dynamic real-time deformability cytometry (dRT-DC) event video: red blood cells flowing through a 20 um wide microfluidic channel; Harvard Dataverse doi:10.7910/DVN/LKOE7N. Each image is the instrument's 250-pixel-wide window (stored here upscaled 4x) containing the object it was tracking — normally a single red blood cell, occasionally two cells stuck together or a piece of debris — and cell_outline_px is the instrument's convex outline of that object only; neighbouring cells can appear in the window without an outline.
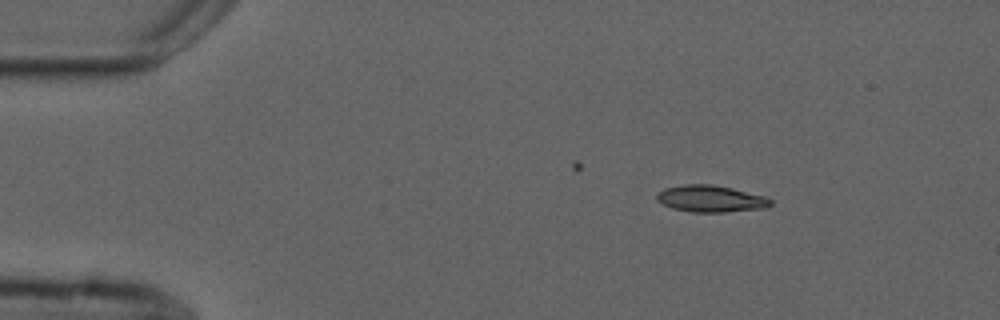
{"species": "common noctule bat (a hibernating species)", "species_latin": "Nyctalus noctula", "temperature_condition": "cold", "stored_images_in_passage": 5, "camera_frame_rate_fps": 3000, "um_per_image_px": 0.085, "animal": {"sex": "male", "forearm_length_mm": 52.5}, "frame": {"image": 1, "passage_image": 2, "time_ms": 1.333, "image_size_px": [1000, 320], "cell_outline_px": [[772, 204], [764, 208], [724, 212], [692, 212], [672, 208], [656, 200], [656, 192], [664, 188], [680, 184], [712, 184], [732, 188], [764, 196], [772, 200]], "centroid_in_image_um": [60.36, 16.88], "position_along_channel_um": 24.6, "area_um2": 17.8}}
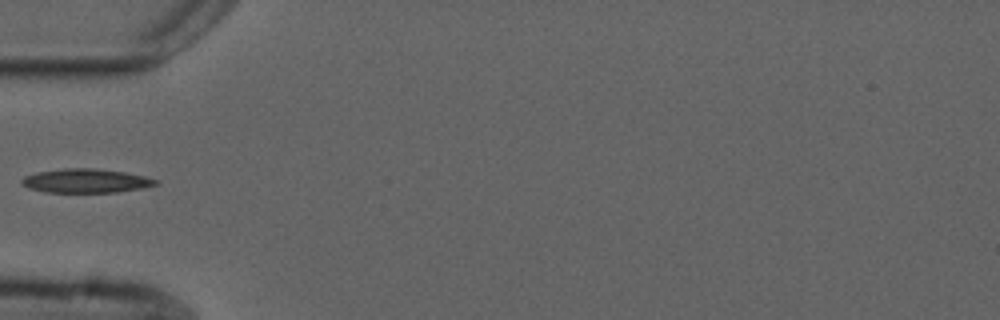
{"frame": {"image": 2, "passage_image": 5, "time_ms": 4.667, "image_size_px": [1000, 320], "cell_outline_px": [[160, 180], [156, 184], [140, 188], [116, 192], [44, 192], [28, 188], [20, 184], [20, 180], [24, 176], [36, 172], [64, 168], [92, 168], [124, 172], [144, 176]], "centroid_in_image_um": [7.23, 15.36], "position_along_channel_um": 77.8, "area_um2": 18.67}}